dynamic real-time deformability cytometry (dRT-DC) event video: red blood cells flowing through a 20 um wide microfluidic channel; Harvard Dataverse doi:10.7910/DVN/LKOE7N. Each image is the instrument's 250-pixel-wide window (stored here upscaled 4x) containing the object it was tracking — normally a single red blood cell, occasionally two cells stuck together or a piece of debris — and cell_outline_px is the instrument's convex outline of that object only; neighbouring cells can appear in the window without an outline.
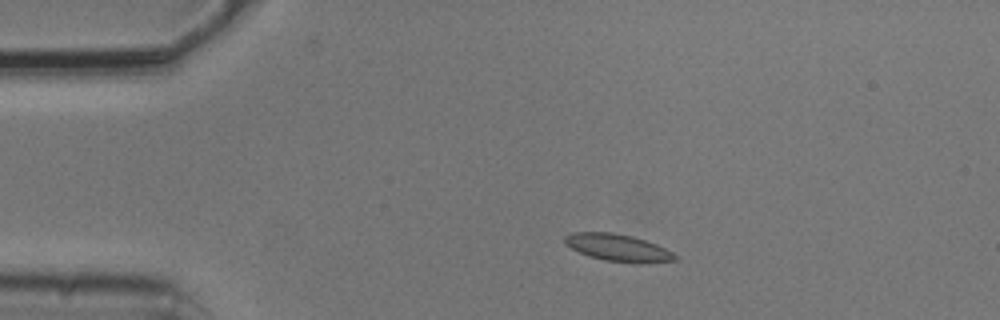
{"species": "common noctule bat (a hibernating species)", "species_latin": "Nyctalus noctula", "temperature_condition": "cold", "stored_images_in_passage": 4, "camera_frame_rate_fps": 3000, "um_per_image_px": 0.085, "animal": {"sex": "male", "body_mass_g": 20.5, "forearm_length_mm": 52.5}, "frame": {"image": 1, "passage_image": 2, "time_ms": 0.333, "image_size_px": [1000, 320], "cell_outline_px": [[680, 256], [676, 260], [640, 264], [636, 264], [604, 260], [588, 256], [564, 244], [564, 236], [572, 232], [612, 232], [632, 236], [656, 244]], "centroid_in_image_um": [52.54, 21.06], "position_along_channel_um": 32.5, "area_um2": 17.63}}
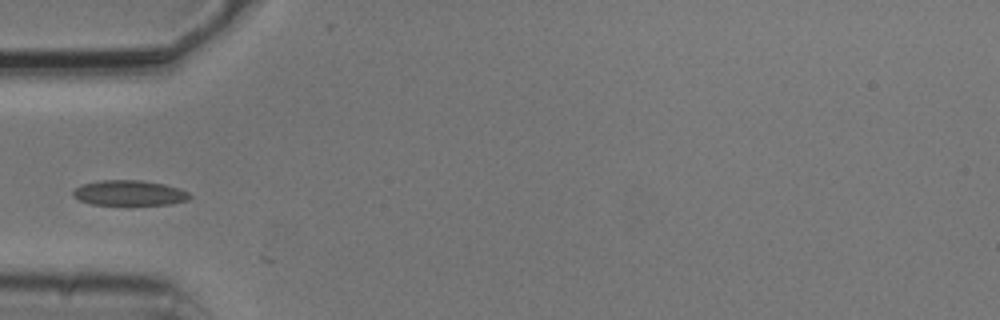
{"frame": {"image": 2, "passage_image": 4, "time_ms": 1.0, "image_size_px": [1000, 320], "cell_outline_px": [[192, 196], [188, 200], [168, 204], [92, 204], [80, 200], [72, 196], [72, 192], [76, 188], [84, 184], [100, 180], [140, 180], [164, 184], [180, 188], [188, 192]], "centroid_in_image_um": [11.01, 16.39], "position_along_channel_um": 74.0, "area_um2": 16.94}}